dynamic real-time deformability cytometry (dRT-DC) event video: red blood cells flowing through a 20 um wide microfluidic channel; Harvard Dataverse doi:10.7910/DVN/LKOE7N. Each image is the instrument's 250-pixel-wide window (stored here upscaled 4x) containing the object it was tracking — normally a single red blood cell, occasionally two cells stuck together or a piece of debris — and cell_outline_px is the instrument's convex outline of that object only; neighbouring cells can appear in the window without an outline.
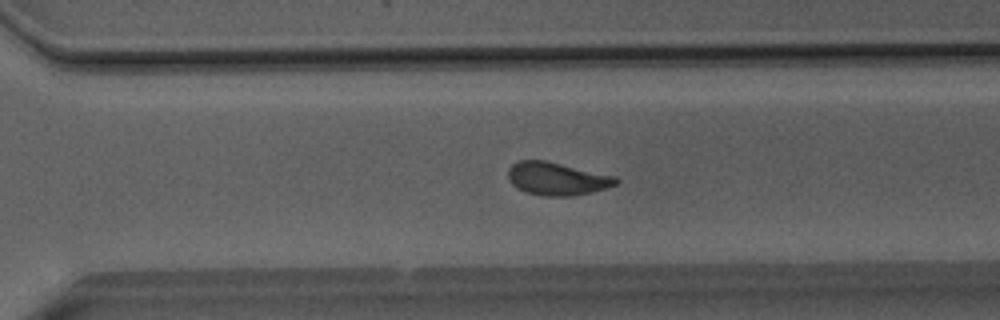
{"species": "Egyptian fruit bat (a non-hibernating species)", "species_latin": "Rousettus aegyptiacus", "temperature_condition": "room temperature", "stored_images_in_passage": 51, "camera_frame_rate_fps": 3000, "um_per_image_px": 0.085, "animal": {"sex": "male"}, "frame": {"image": 1, "passage_image": 36, "time_ms": 11.667, "image_size_px": [1000, 320], "cell_outline_px": [[620, 180], [616, 184], [592, 192], [572, 196], [544, 196], [524, 192], [512, 184], [508, 180], [508, 168], [512, 164], [520, 160], [544, 160], [616, 176]], "centroid_in_image_um": [47.32, 15.19], "position_along_channel_um": 323.3, "area_um2": 20.69}}
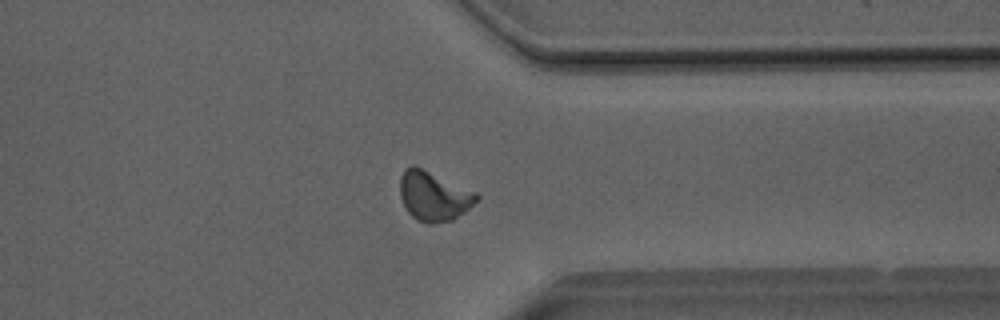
{"frame": {"image": 2, "passage_image": 40, "time_ms": 13.0, "image_size_px": [1000, 320], "cell_outline_px": [[480, 200], [464, 212], [452, 220], [432, 224], [428, 224], [416, 220], [408, 212], [400, 196], [400, 176], [404, 168], [412, 164], [416, 164], [476, 192], [480, 196]], "centroid_in_image_um": [36.87, 16.64], "position_along_channel_um": 374.5, "area_um2": 22.54}}
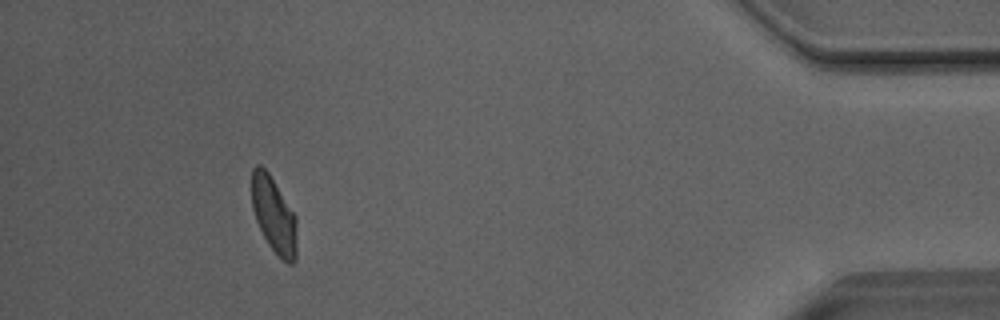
{"frame": {"image": 3, "passage_image": 47, "time_ms": 15.333, "image_size_px": [1000, 320], "cell_outline_px": [[296, 260], [292, 264], [288, 264], [268, 244], [256, 220], [252, 208], [252, 168], [256, 164], [260, 164], [268, 172], [296, 216]], "centroid_in_image_um": [23.27, 18.26], "position_along_channel_um": 411.9, "area_um2": 19.71}, "authors_computed_cell_mechanics": {"area_um2": 20.9236, "velocity_mm_per_s": 4.0447, "shape_relaxation_time_tau1_ms": null, "shape_relaxation_time_tau2_ms": 1.3732, "deformation_change_tau1": null, "deformation_change_tau2": 0.0744}}